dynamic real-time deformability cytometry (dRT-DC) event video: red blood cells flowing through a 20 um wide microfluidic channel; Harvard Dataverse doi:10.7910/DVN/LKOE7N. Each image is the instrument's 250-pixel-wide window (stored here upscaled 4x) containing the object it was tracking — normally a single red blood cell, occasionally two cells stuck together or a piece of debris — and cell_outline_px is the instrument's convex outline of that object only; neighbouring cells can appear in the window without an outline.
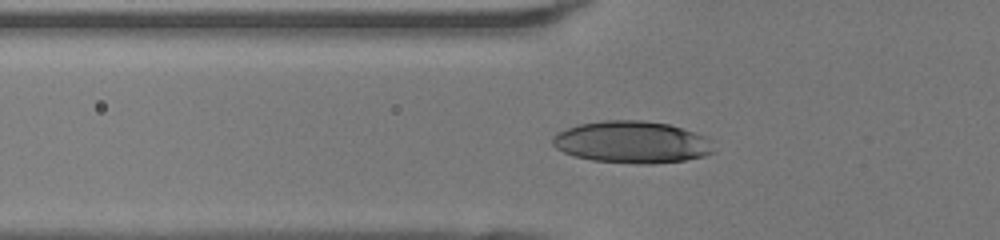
{"species": "human", "species_latin": "Homo sapiens", "temperature_condition": "room temperature", "stored_images_in_passage": 32, "camera_frame_rate_fps": 3000, "um_per_image_px": 0.085, "donor": {"sex": "female"}, "frame": {"image": 1, "passage_image": 2, "time_ms": 0.333, "image_size_px": [1000, 240], "cell_outline_px": [[716, 152], [704, 156], [684, 160], [648, 164], [640, 164], [592, 160], [576, 156], [564, 152], [556, 148], [552, 144], [552, 136], [568, 128], [580, 124], [604, 120], [644, 120], [668, 124], [704, 136], [708, 140]], "centroid_in_image_um": [53.7, 12.08], "position_along_channel_um": 72.1, "area_um2": 39.07}}
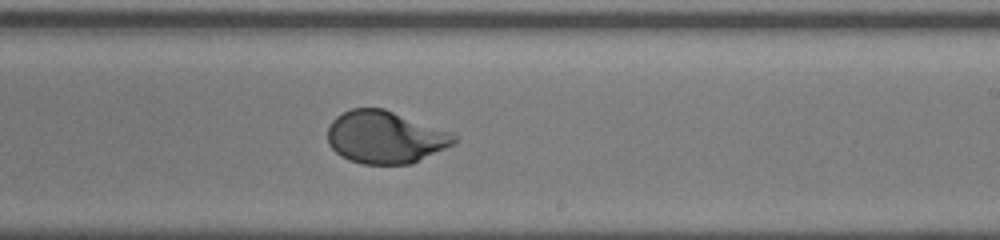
{"frame": {"image": 2, "passage_image": 15, "time_ms": 4.667, "image_size_px": [1000, 240], "cell_outline_px": [[460, 140], [412, 164], [364, 164], [348, 160], [340, 156], [328, 144], [328, 128], [332, 120], [336, 116], [352, 108], [384, 108], [456, 132]], "centroid_in_image_um": [32.79, 11.65], "position_along_channel_um": 256.2, "area_um2": 39.19}}
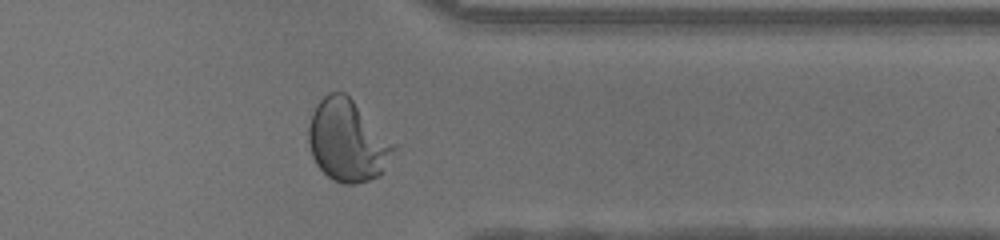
{"frame": {"image": 3, "passage_image": 24, "time_ms": 7.667, "image_size_px": [1000, 240], "cell_outline_px": [[400, 144], [380, 176], [356, 184], [344, 184], [332, 180], [316, 164], [312, 156], [308, 144], [308, 128], [312, 112], [316, 104], [328, 92], [344, 92]], "centroid_in_image_um": [29.59, 11.96], "position_along_channel_um": 381.8, "area_um2": 41.44}}